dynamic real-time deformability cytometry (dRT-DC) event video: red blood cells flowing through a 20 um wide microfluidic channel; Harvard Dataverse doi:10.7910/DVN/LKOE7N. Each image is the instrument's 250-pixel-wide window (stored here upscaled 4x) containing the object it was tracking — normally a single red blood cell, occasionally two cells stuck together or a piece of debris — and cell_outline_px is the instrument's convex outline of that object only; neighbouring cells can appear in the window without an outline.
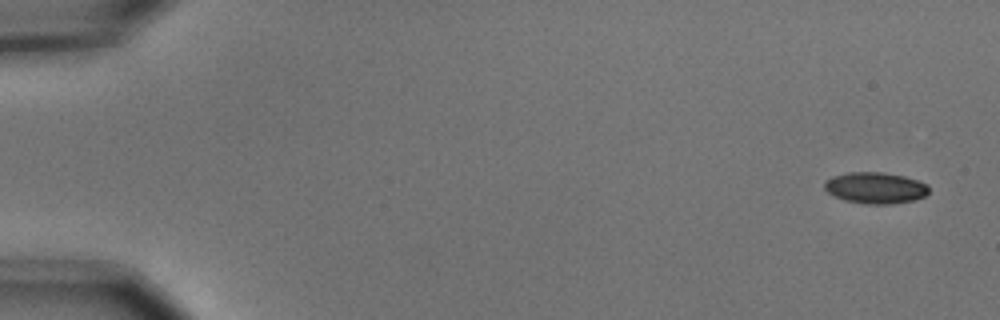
{"species": "common noctule bat (a hibernating species)", "species_latin": "Nyctalus noctula", "temperature_condition": "cold", "stored_images_in_passage": 6, "camera_frame_rate_fps": 3000, "um_per_image_px": 0.085, "animal": {"sex": "male", "body_mass_g": 15.6}, "frame": {"image": 1, "passage_image": 1, "time_ms": 0.0, "image_size_px": [1000, 320], "cell_outline_px": [[928, 192], [924, 196], [912, 200], [892, 204], [868, 204], [844, 200], [828, 192], [824, 188], [824, 180], [832, 176], [848, 172], [884, 172], [904, 176], [928, 184]], "centroid_in_image_um": [74.38, 15.96], "position_along_channel_um": 10.6, "area_um2": 19.02}}
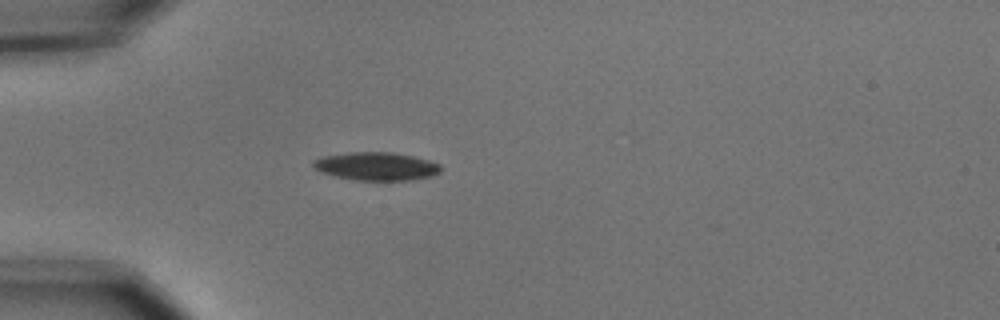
{"frame": {"image": 2, "passage_image": 5, "time_ms": 1.333, "image_size_px": [1000, 320], "cell_outline_px": [[440, 172], [432, 176], [412, 180], [356, 180], [336, 176], [320, 172], [312, 164], [312, 160], [324, 156], [348, 152], [392, 152], [412, 156], [428, 160], [440, 164]], "centroid_in_image_um": [31.98, 14.13], "position_along_channel_um": 53.0, "area_um2": 20.87}}